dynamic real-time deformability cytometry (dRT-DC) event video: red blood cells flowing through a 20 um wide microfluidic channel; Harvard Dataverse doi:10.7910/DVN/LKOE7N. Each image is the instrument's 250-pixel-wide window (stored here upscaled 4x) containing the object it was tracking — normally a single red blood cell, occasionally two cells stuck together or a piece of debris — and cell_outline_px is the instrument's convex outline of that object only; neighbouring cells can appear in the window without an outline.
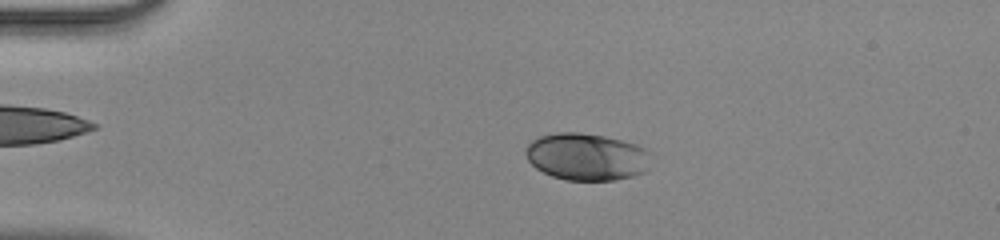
{"species": "human", "species_latin": "Homo sapiens", "temperature_condition": "room temperature", "stored_images_in_passage": 48, "camera_frame_rate_fps": 3000, "um_per_image_px": 0.085, "donor": {"sex": "male"}, "frame": {"image": 1, "passage_image": 11, "time_ms": 3.333, "image_size_px": [1000, 240], "cell_outline_px": [[652, 152], [648, 168], [644, 172], [632, 176], [612, 180], [564, 180], [552, 176], [536, 168], [528, 160], [524, 152], [524, 148], [532, 140], [540, 136], [556, 132], [580, 132], [604, 136], [636, 144], [648, 148]], "centroid_in_image_um": [49.88, 13.31], "position_along_channel_um": 35.1, "area_um2": 34.8}}
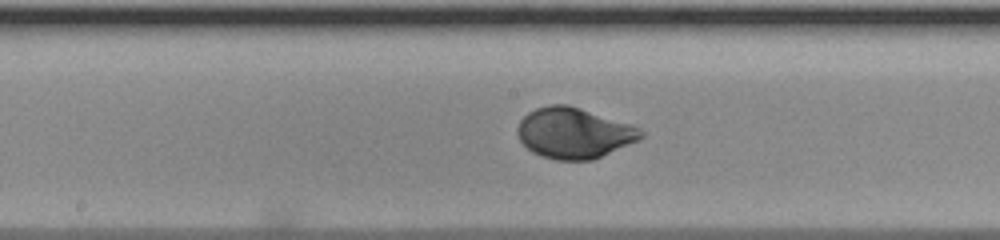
{"frame": {"image": 2, "passage_image": 26, "time_ms": 8.333, "image_size_px": [1000, 240], "cell_outline_px": [[644, 136], [640, 140], [592, 160], [556, 160], [540, 156], [532, 152], [520, 140], [516, 132], [516, 128], [520, 120], [528, 112], [536, 108], [548, 104], [568, 104], [632, 124], [640, 128], [644, 132]], "centroid_in_image_um": [48.79, 11.3], "position_along_channel_um": 199.4, "area_um2": 36.76}}
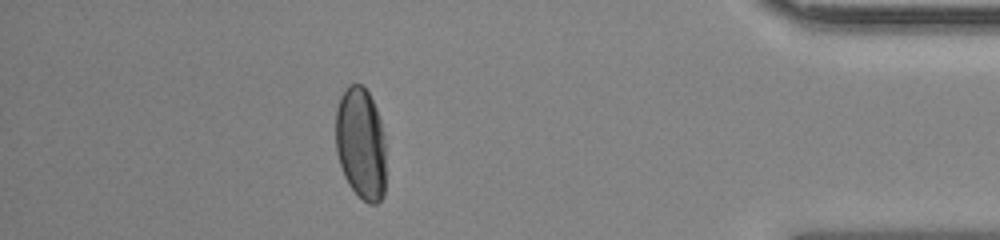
{"frame": {"image": 3, "passage_image": 43, "time_ms": 14.0, "image_size_px": [1000, 240], "cell_outline_px": [[384, 196], [376, 204], [368, 204], [348, 184], [344, 176], [336, 152], [336, 108], [340, 96], [348, 84], [360, 84], [368, 92], [376, 108], [380, 120], [384, 136]], "centroid_in_image_um": [30.65, 12.18], "position_along_channel_um": 404.5, "area_um2": 32.77}}